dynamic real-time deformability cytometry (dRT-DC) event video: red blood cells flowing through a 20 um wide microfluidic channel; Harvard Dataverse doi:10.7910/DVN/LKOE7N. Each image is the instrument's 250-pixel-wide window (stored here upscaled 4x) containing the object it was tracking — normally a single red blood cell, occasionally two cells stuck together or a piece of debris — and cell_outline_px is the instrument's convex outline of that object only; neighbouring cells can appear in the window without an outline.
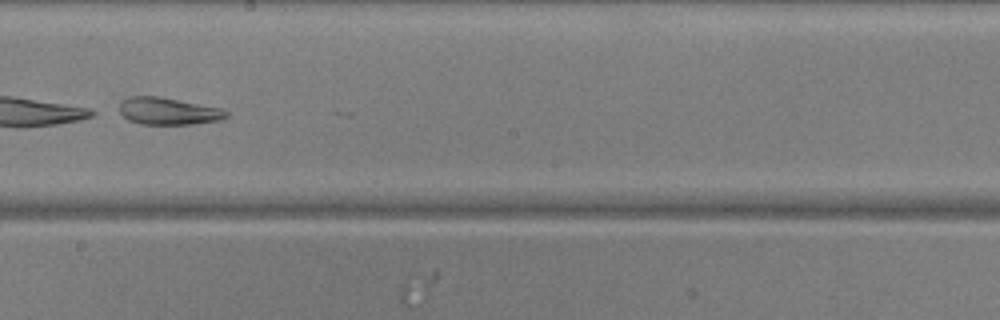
{"species": "common noctule bat (a hibernating species)", "species_latin": "Nyctalus noctula", "temperature_condition": "warm", "stored_images_in_passage": 50, "camera_frame_rate_fps": 3000, "um_per_image_px": 0.085, "animal": {"sex": "male", "body_mass_g": 20.5, "forearm_length_mm": 52.5}, "frame": {"image": 1, "passage_image": 29, "time_ms": 9.333, "image_size_px": [1000, 320], "cell_outline_px": [[228, 116], [220, 120], [192, 124], [140, 124], [128, 120], [120, 112], [120, 100], [128, 96], [160, 96], [220, 108], [228, 112]], "centroid_in_image_um": [14.27, 9.44], "position_along_channel_um": 233.9, "area_um2": 16.94}}